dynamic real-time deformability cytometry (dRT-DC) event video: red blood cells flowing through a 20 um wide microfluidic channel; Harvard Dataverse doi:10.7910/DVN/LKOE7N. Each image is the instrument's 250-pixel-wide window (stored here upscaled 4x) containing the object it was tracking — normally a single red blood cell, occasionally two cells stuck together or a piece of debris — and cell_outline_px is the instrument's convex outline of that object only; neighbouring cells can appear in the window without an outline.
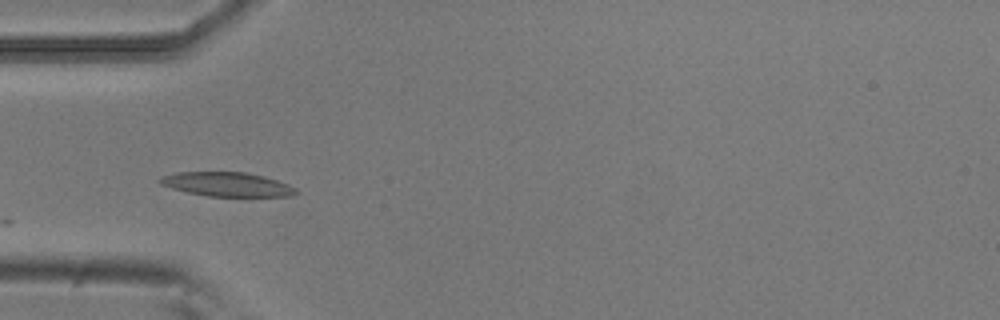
{"species": "common noctule bat (a hibernating species)", "species_latin": "Nyctalus noctula", "temperature_condition": "room temperature", "stored_images_in_passage": 23, "camera_frame_rate_fps": 3000, "um_per_image_px": 0.085, "animal": {"sex": "male", "body_mass_g": 20.5, "forearm_length_mm": 52.5}, "frame": {"image": 1, "passage_image": 1, "time_ms": 0.0, "image_size_px": [1000, 320], "cell_outline_px": [[300, 192], [292, 196], [208, 196], [188, 192], [172, 188], [160, 184], [156, 180], [160, 176], [176, 172], [244, 172], [264, 176], [288, 184], [296, 188]], "centroid_in_image_um": [19.28, 15.66], "position_along_channel_um": 65.7, "area_um2": 19.19}}
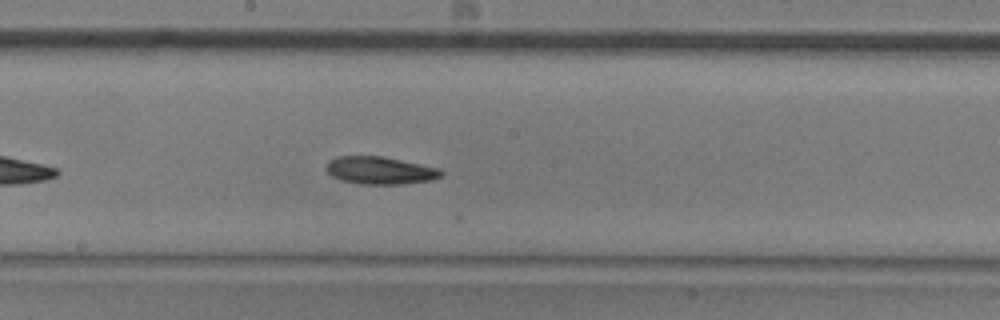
{"frame": {"image": 2, "passage_image": 13, "time_ms": 4.0, "image_size_px": [1000, 320], "cell_outline_px": [[444, 172], [440, 176], [428, 180], [400, 184], [360, 184], [340, 180], [332, 176], [328, 172], [328, 160], [336, 156], [384, 156], [440, 168]], "centroid_in_image_um": [32.29, 14.47], "position_along_channel_um": 215.9, "area_um2": 18.38}}
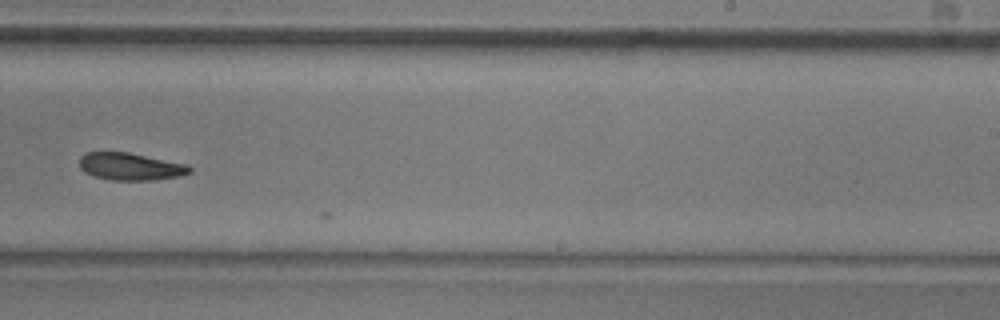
{"frame": {"image": 3, "passage_image": 18, "time_ms": 5.667, "image_size_px": [1000, 320], "cell_outline_px": [[192, 172], [180, 176], [152, 180], [112, 180], [92, 176], [84, 172], [80, 168], [80, 156], [84, 152], [128, 152], [184, 164], [192, 168]], "centroid_in_image_um": [11.04, 14.16], "position_along_channel_um": 278.0, "area_um2": 17.51}}